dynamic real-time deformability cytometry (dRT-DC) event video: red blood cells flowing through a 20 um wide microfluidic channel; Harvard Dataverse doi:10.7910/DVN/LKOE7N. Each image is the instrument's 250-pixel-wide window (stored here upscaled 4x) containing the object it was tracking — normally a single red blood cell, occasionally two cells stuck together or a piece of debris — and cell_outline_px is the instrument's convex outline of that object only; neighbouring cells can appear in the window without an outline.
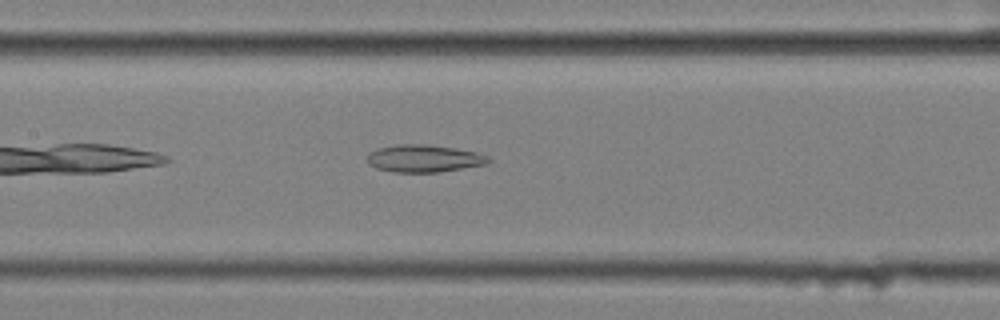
{"species": "common noctule bat (a hibernating species)", "species_latin": "Nyctalus noctula", "temperature_condition": "cold", "stored_images_in_passage": 41, "camera_frame_rate_fps": 3000, "um_per_image_px": 0.085, "animal": {"sex": "female", "body_mass_g": 25.1}, "frame": {"image": 1, "passage_image": 11, "time_ms": 3.333, "image_size_px": [1000, 320], "cell_outline_px": [[492, 160], [488, 164], [440, 172], [396, 172], [376, 168], [368, 164], [368, 152], [376, 148], [396, 144], [428, 144], [456, 148], [476, 152], [488, 156]], "centroid_in_image_um": [36.05, 13.46], "position_along_channel_um": 171.4, "area_um2": 19.59}}
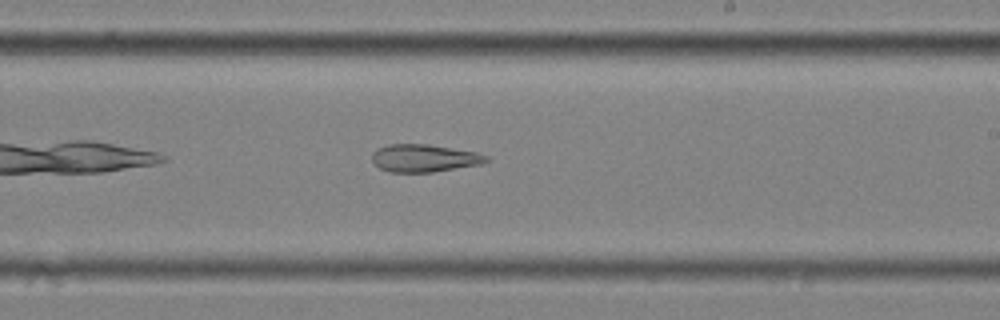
{"frame": {"image": 2, "passage_image": 18, "time_ms": 5.667, "image_size_px": [1000, 320], "cell_outline_px": [[488, 160], [480, 164], [432, 172], [388, 172], [380, 168], [372, 160], [372, 152], [376, 148], [388, 144], [428, 144], [476, 152], [488, 156]], "centroid_in_image_um": [36.01, 13.43], "position_along_channel_um": 253.0, "area_um2": 18.32}}
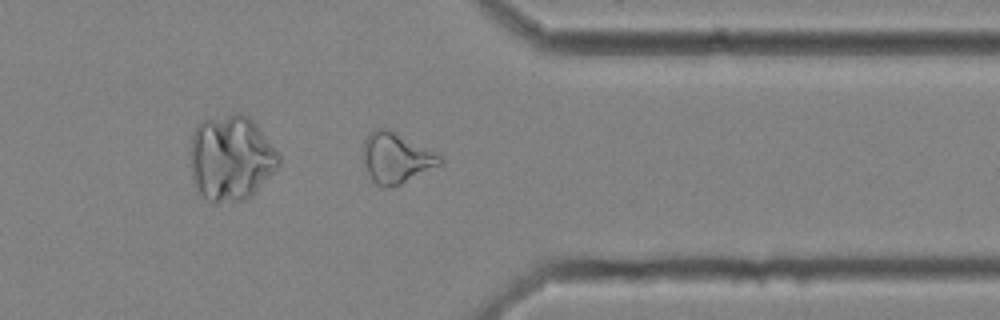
{"frame": {"image": 3, "passage_image": 29, "time_ms": 9.333, "image_size_px": [1000, 320], "cell_outline_px": [[444, 160], [440, 164], [400, 184], [384, 188], [376, 184], [372, 180], [360, 156], [364, 140], [376, 128], [392, 128], [440, 152]], "centroid_in_image_um": [33.69, 13.36], "position_along_channel_um": 377.7, "area_um2": 23.29}, "authors_computed_cell_mechanics": {"area_um2": 20.9236, "velocity_mm_per_s": 3.5022, "shape_relaxation_time_tau1_ms": null, "shape_relaxation_time_tau2_ms": 6.2978, "deformation_change_tau1": null, "deformation_change_tau2": 0.1804}}